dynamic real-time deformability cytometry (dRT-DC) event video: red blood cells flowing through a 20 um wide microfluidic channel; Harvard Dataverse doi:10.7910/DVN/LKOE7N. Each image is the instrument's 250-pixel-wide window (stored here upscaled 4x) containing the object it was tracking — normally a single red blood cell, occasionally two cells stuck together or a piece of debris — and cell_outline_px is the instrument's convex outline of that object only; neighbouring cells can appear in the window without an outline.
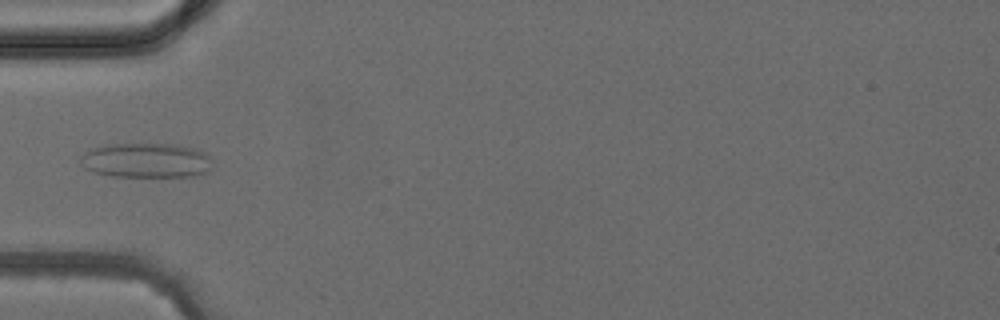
{"species": "common noctule bat (a hibernating species)", "species_latin": "Nyctalus noctula", "temperature_condition": "cold", "stored_images_in_passage": 4, "camera_frame_rate_fps": 3000, "um_per_image_px": 0.085, "animal": {"sex": "female", "body_mass_g": 24.6, "forearm_length_mm": 56.2}, "frame": {"image": 1, "passage_image": 4, "time_ms": 3.667, "image_size_px": [1000, 320], "cell_outline_px": [[212, 168], [208, 172], [192, 176], [112, 176], [96, 172], [84, 168], [80, 164], [80, 156], [84, 152], [92, 148], [104, 144], [176, 144], [196, 148], [204, 152], [208, 156]], "centroid_in_image_um": [12.41, 13.62], "position_along_channel_um": 72.6, "area_um2": 26.82}}